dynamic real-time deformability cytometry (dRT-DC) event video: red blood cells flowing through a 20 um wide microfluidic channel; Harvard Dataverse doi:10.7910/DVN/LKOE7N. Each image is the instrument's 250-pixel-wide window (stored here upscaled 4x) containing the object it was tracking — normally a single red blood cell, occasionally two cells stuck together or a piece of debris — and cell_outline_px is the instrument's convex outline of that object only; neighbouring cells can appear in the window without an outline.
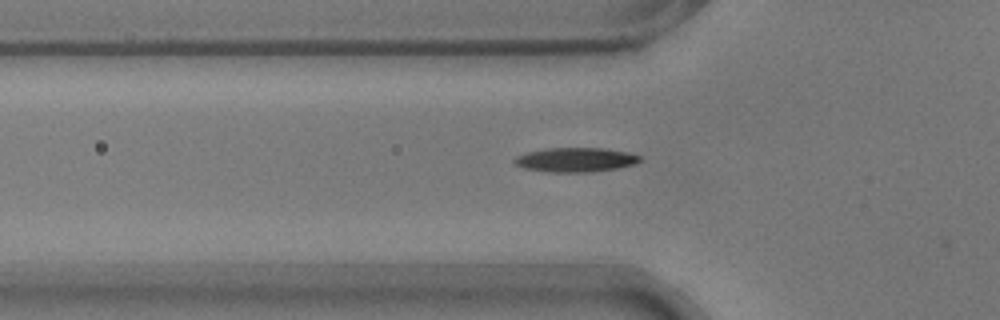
{"species": "common noctule bat (a hibernating species)", "species_latin": "Nyctalus noctula", "temperature_condition": "warm", "stored_images_in_passage": 36, "camera_frame_rate_fps": 3000, "um_per_image_px": 0.085, "animal": {"sex": "male", "body_mass_g": 17.9}, "frame": {"image": 1, "passage_image": 2, "time_ms": 0.333, "image_size_px": [1000, 320], "cell_outline_px": [[640, 160], [632, 164], [616, 168], [592, 172], [548, 172], [524, 168], [516, 164], [512, 160], [516, 156], [528, 152], [544, 148], [604, 148], [628, 152], [640, 156]], "centroid_in_image_um": [48.88, 13.57], "position_along_channel_um": 76.9, "area_um2": 17.69}}
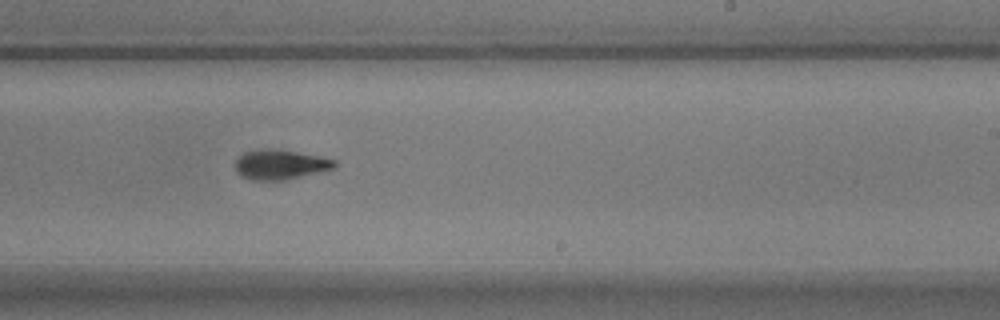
{"frame": {"image": 2, "passage_image": 17, "time_ms": 5.333, "image_size_px": [1000, 320], "cell_outline_px": [[336, 168], [284, 180], [252, 180], [240, 176], [236, 172], [236, 160], [244, 152], [296, 152], [320, 156], [336, 160]], "centroid_in_image_um": [23.86, 14.05], "position_along_channel_um": 265.1, "area_um2": 16.36}}
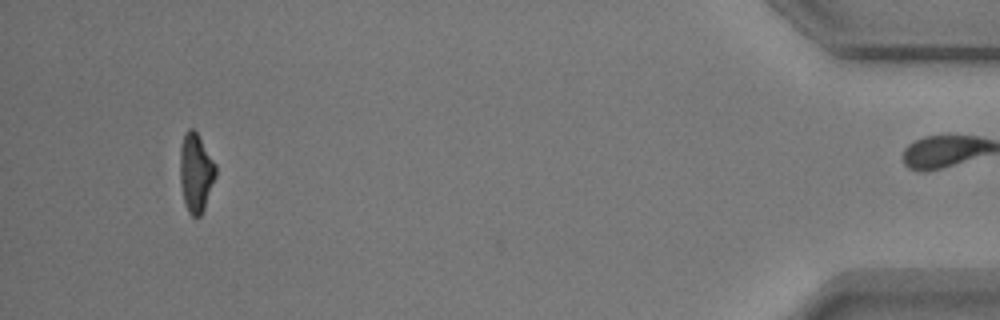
{"frame": {"image": 3, "passage_image": 35, "time_ms": 11.333, "image_size_px": [1000, 320], "cell_outline_px": [[216, 176], [204, 208], [200, 216], [192, 216], [188, 212], [184, 204], [180, 184], [180, 144], [184, 132], [188, 128], [192, 128], [196, 132], [216, 164]], "centroid_in_image_um": [16.63, 14.66], "position_along_channel_um": 418.6, "area_um2": 16.47}, "authors_computed_cell_mechanics": {"area_um2": 17.1666, "velocity_mm_per_s": 3.7459, "shape_relaxation_time_tau1_ms": 3.4076, "shape_relaxation_time_tau2_ms": 3.4679, "deformation_change_tau1": 0.1388, "deformation_change_tau2": 0.1142}}